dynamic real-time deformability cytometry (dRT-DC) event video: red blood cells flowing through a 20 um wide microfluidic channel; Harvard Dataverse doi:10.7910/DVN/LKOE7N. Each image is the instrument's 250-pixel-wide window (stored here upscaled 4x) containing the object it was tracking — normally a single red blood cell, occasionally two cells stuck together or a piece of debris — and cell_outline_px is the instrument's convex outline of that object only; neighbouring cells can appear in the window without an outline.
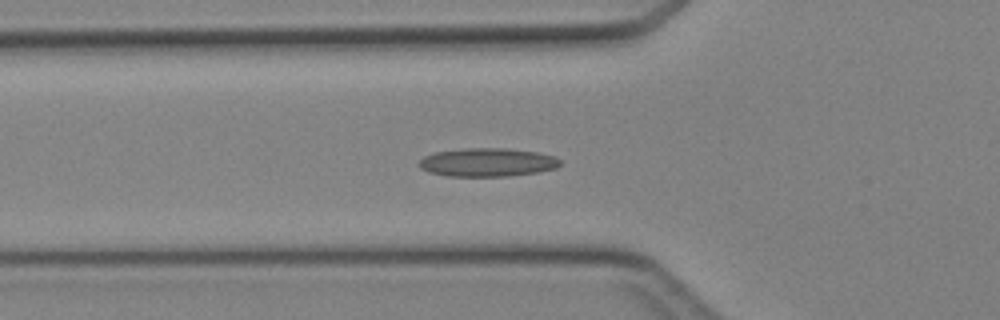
{"species": "Egyptian fruit bat (a non-hibernating species)", "species_latin": "Rousettus aegyptiacus", "temperature_condition": "cold", "stored_images_in_passage": 35, "camera_frame_rate_fps": 3000, "um_per_image_px": 0.085, "animal": {"sex": "female"}, "frame": {"image": 1, "passage_image": 5, "time_ms": 1.333, "image_size_px": [1000, 320], "cell_outline_px": [[560, 164], [556, 168], [536, 172], [508, 176], [448, 176], [428, 172], [420, 168], [420, 160], [424, 156], [432, 152], [464, 148], [508, 148], [536, 152], [556, 156], [560, 160]], "centroid_in_image_um": [41.41, 13.79], "position_along_channel_um": 84.4, "area_um2": 23.47}}
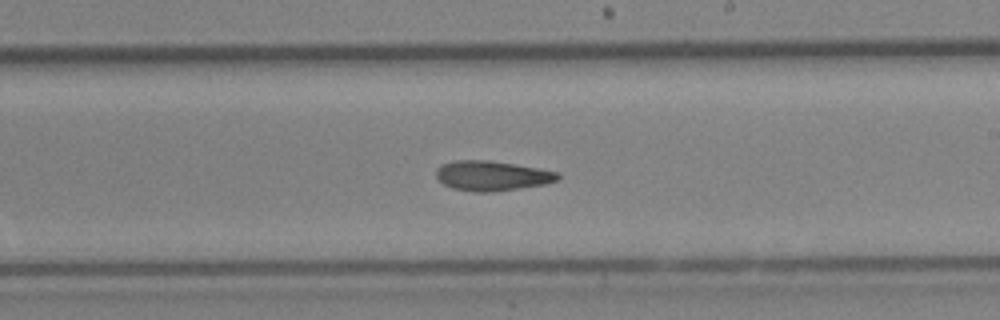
{"frame": {"image": 2, "passage_image": 16, "time_ms": 5.0, "image_size_px": [1000, 320], "cell_outline_px": [[560, 176], [556, 180], [544, 184], [492, 192], [476, 192], [452, 188], [444, 184], [436, 176], [436, 168], [440, 164], [452, 160], [488, 160], [560, 172]], "centroid_in_image_um": [41.76, 14.93], "position_along_channel_um": 247.2, "area_um2": 21.04}}
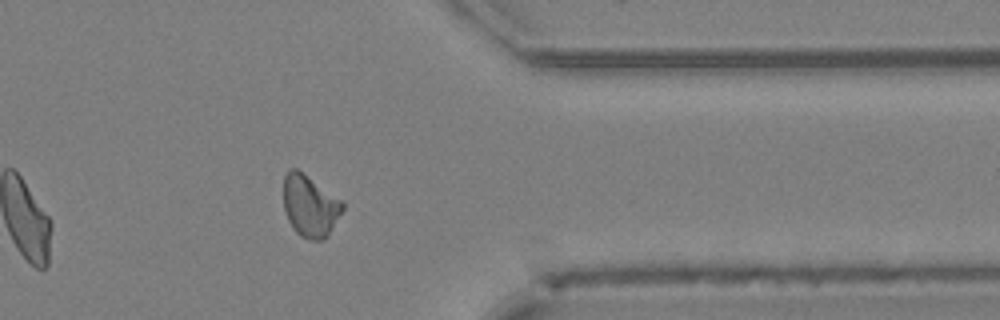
{"frame": {"image": 3, "passage_image": 26, "time_ms": 8.333, "image_size_px": [1000, 320], "cell_outline_px": [[344, 208], [328, 236], [324, 240], [308, 240], [300, 236], [296, 232], [288, 220], [284, 208], [284, 176], [288, 168], [296, 168], [340, 200], [344, 204]], "centroid_in_image_um": [26.33, 17.53], "position_along_channel_um": 385.1, "area_um2": 21.04}}